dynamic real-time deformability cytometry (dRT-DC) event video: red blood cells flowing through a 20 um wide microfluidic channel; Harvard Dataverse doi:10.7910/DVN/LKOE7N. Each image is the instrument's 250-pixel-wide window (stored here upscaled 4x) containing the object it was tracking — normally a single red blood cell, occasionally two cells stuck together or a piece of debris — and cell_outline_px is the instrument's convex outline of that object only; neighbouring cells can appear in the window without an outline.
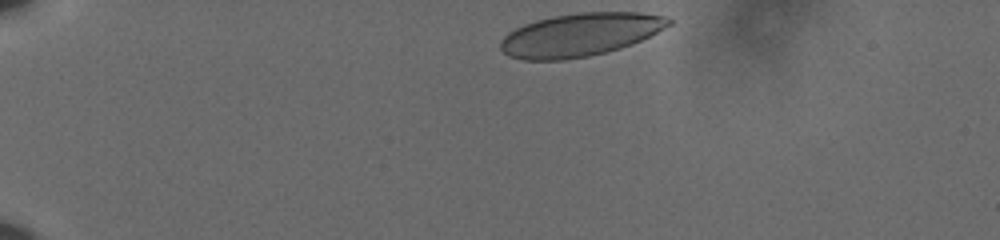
{"species": "human", "species_latin": "Homo sapiens", "temperature_condition": "cold", "stored_images_in_passage": 40, "camera_frame_rate_fps": 3000, "um_per_image_px": 0.085, "donor": {"sex": "male"}, "frame": {"image": 1, "passage_image": 1, "time_ms": 0.0, "image_size_px": [1000, 240], "cell_outline_px": [[672, 24], [632, 44], [620, 48], [588, 56], [564, 60], [520, 60], [508, 56], [500, 48], [500, 40], [508, 32], [524, 24], [536, 20], [552, 16], [580, 12], [640, 12], [668, 16], [672, 20]], "centroid_in_image_um": [49.29, 2.95], "position_along_channel_um": 35.7, "area_um2": 42.31}}
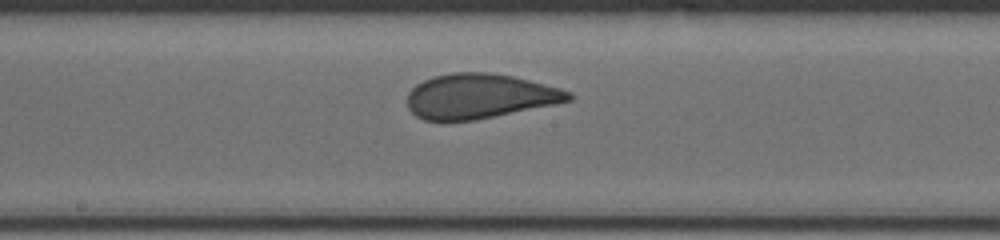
{"frame": {"image": 2, "passage_image": 22, "time_ms": 7.0, "image_size_px": [1000, 240], "cell_outline_px": [[576, 96], [572, 100], [476, 120], [424, 120], [416, 116], [408, 108], [408, 92], [416, 84], [432, 76], [452, 72], [488, 72], [512, 76], [560, 88], [572, 92]], "centroid_in_image_um": [40.75, 8.16], "position_along_channel_um": 207.4, "area_um2": 41.96}}
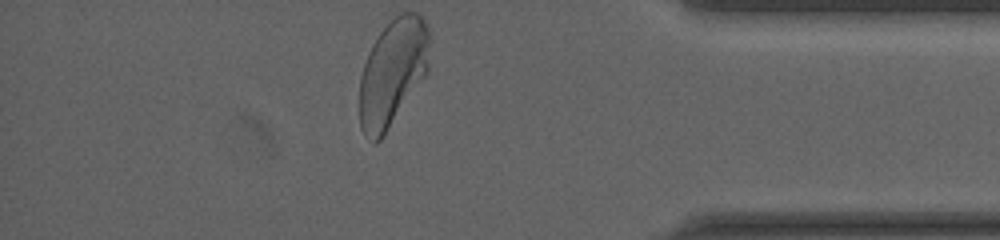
{"frame": {"image": 3, "passage_image": 40, "time_ms": 13.0, "image_size_px": [1000, 240], "cell_outline_px": [[432, 40], [428, 72], [384, 136], [376, 144], [372, 144], [364, 136], [360, 128], [360, 76], [368, 52], [372, 44], [380, 32], [400, 12], [416, 12], [424, 20], [428, 28]], "centroid_in_image_um": [33.4, 6.19], "position_along_channel_um": 401.8, "area_um2": 44.39}, "authors_computed_cell_mechanics": {"area_um2": 42.8009, "velocity_mm_per_s": 3.5981, "shape_relaxation_time_tau1_ms": 5.924, "shape_relaxation_time_tau2_ms": null, "deformation_change_tau1": 0.1707, "deformation_change_tau2": null}}